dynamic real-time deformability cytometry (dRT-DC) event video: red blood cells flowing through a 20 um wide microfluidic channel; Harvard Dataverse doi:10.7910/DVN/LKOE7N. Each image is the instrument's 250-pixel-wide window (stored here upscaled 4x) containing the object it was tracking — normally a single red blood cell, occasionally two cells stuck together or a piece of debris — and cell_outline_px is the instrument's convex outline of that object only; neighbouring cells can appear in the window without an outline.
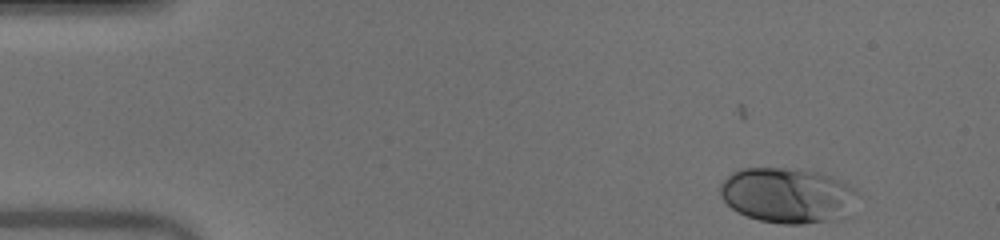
{"species": "human", "species_latin": "Homo sapiens", "temperature_condition": "warm", "stored_images_in_passage": 46, "camera_frame_rate_fps": 3000, "um_per_image_px": 0.085, "donor": {"sex": "male"}, "frame": {"image": 1, "passage_image": 1, "time_ms": 0.0, "image_size_px": [1000, 240], "cell_outline_px": [[860, 192], [848, 216], [844, 220], [804, 224], [780, 224], [760, 220], [736, 212], [720, 196], [720, 184], [732, 172], [740, 168], [784, 168], [820, 172], [832, 176], [856, 188]], "centroid_in_image_um": [67.01, 16.62], "position_along_channel_um": 18.0, "area_um2": 45.08}}
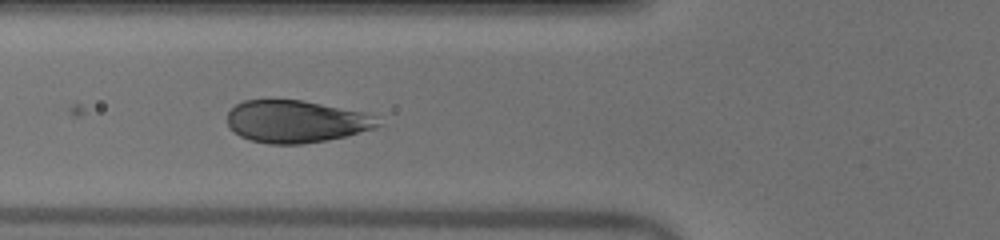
{"frame": {"image": 2, "passage_image": 15, "time_ms": 4.667, "image_size_px": [1000, 240], "cell_outline_px": [[380, 124], [376, 128], [328, 140], [300, 144], [268, 144], [252, 140], [240, 136], [228, 124], [228, 112], [236, 104], [244, 100], [300, 100], [364, 112], [372, 116]], "centroid_in_image_um": [25.14, 10.33], "position_along_channel_um": 100.7, "area_um2": 36.65}}
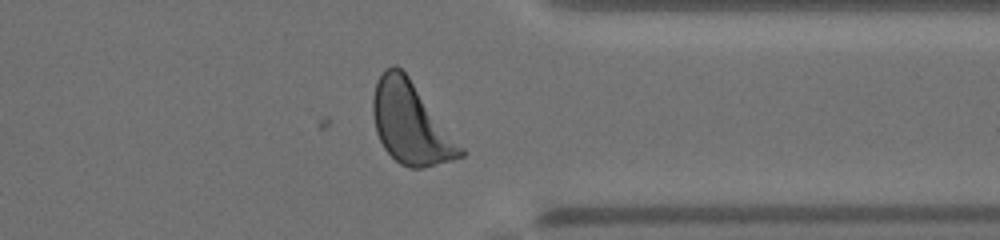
{"frame": {"image": 3, "passage_image": 36, "time_ms": 11.667, "image_size_px": [1000, 240], "cell_outline_px": [[464, 156], [452, 160], [424, 168], [408, 168], [400, 164], [384, 148], [376, 132], [372, 112], [372, 96], [376, 80], [384, 68], [392, 64], [396, 64], [408, 76], [464, 148]], "centroid_in_image_um": [34.89, 10.46], "position_along_channel_um": 376.5, "area_um2": 41.67}, "authors_computed_cell_mechanics": {"area_um2": 39.9109, "velocity_mm_per_s": 4.0129, "shape_relaxation_time_tau1_ms": 1.4609, "shape_relaxation_time_tau2_ms": null, "deformation_change_tau1": 0.1358, "deformation_change_tau2": null}}